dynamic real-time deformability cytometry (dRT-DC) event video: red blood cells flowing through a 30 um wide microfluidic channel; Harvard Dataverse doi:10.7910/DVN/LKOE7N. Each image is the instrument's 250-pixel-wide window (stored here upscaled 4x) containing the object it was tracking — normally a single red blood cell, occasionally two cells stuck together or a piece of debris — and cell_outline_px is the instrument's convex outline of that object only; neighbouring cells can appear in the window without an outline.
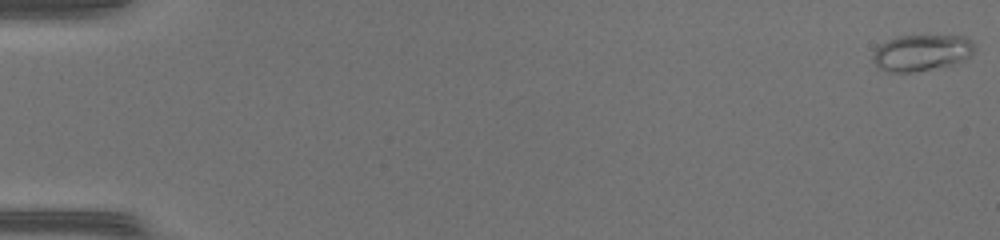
{"species": "common noctule bat (a hibernating species)", "species_latin": "Nyctalus noctula", "temperature_condition": "warm", "stored_images_in_passage": 49, "camera_frame_rate_fps": 3000, "um_per_image_px": 0.085, "animal": {"sex": "female", "body_mass_g": 17.0, "forearm_length_mm": 48.0}, "frame": {"image": 1, "passage_image": 1, "time_ms": 0.0, "image_size_px": [1000, 240], "cell_outline_px": [[976, 48], [964, 60], [948, 64], [912, 72], [892, 72], [880, 68], [872, 60], [872, 56], [876, 48], [880, 44], [888, 40], [900, 36], [964, 36], [972, 40]], "centroid_in_image_um": [78.32, 4.46], "position_along_channel_um": 6.7, "area_um2": 21.04}}
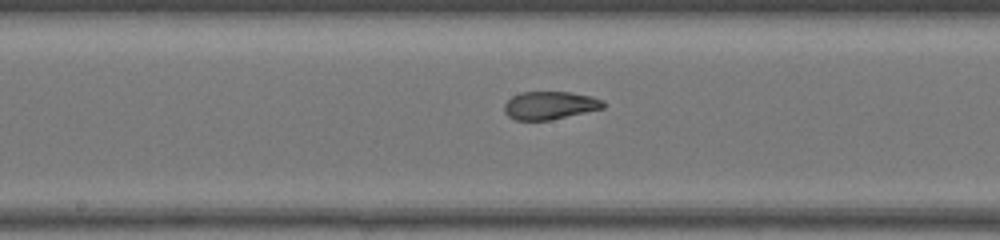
{"frame": {"image": 2, "passage_image": 27, "time_ms": 8.667, "image_size_px": [1000, 240], "cell_outline_px": [[604, 108], [552, 120], [516, 120], [508, 116], [504, 112], [504, 104], [512, 96], [520, 92], [568, 92], [592, 96], [604, 100]], "centroid_in_image_um": [46.74, 8.96], "position_along_channel_um": 201.5, "area_um2": 16.24}}
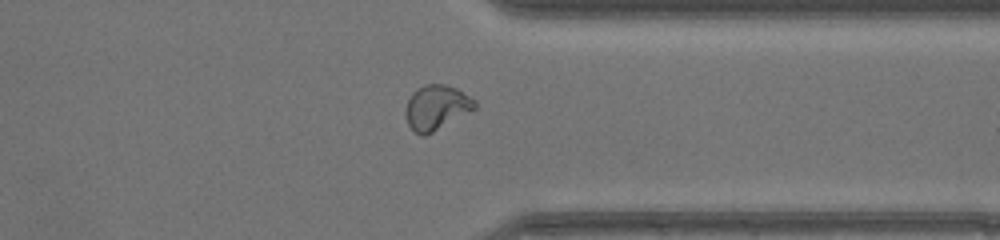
{"frame": {"image": 3, "passage_image": 39, "time_ms": 12.667, "image_size_px": [1000, 240], "cell_outline_px": [[476, 108], [432, 132], [424, 136], [420, 136], [408, 124], [404, 112], [408, 100], [412, 92], [424, 84], [444, 84], [456, 88], [476, 100]], "centroid_in_image_um": [37.08, 9.12], "position_along_channel_um": 374.3, "area_um2": 17.86}, "authors_computed_cell_mechanics": {"area_um2": 17.8602, "velocity_mm_per_s": 4.3731, "shape_relaxation_time_tau1_ms": null, "shape_relaxation_time_tau2_ms": 0.8438, "deformation_change_tau1": null, "deformation_change_tau2": 0.0591}}